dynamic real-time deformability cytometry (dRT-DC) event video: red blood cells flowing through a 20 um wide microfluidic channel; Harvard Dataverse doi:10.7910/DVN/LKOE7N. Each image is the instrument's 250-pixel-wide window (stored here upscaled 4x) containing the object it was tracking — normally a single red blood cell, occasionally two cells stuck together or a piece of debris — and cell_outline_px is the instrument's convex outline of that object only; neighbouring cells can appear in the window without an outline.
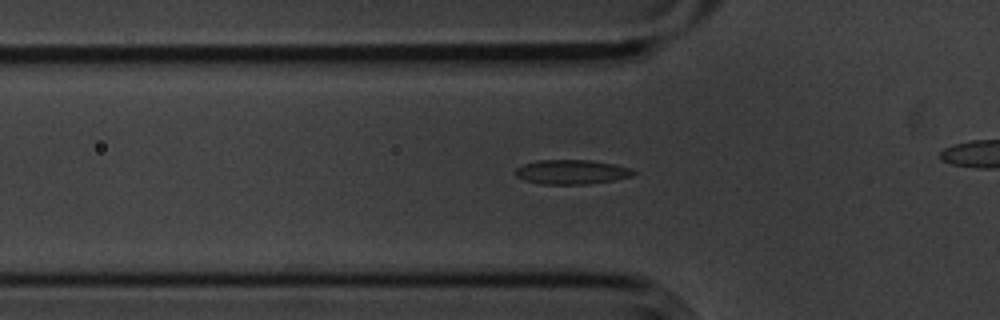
{"species": "common noctule bat (a hibernating species)", "species_latin": "Nyctalus noctula", "temperature_condition": "cold", "stored_images_in_passage": 37, "camera_frame_rate_fps": 3000, "um_per_image_px": 0.085, "animal": {"sex": "male", "body_mass_g": 20.1, "forearm_length_mm": 53.5}, "frame": {"image": 1, "passage_image": 10, "time_ms": 3.0, "image_size_px": [1000, 320], "cell_outline_px": [[636, 172], [632, 176], [612, 180], [588, 184], [540, 184], [524, 180], [516, 176], [516, 168], [524, 164], [536, 160], [592, 160], [616, 164], [632, 168]], "centroid_in_image_um": [48.6, 14.61], "position_along_channel_um": 77.2, "area_um2": 16.88}}
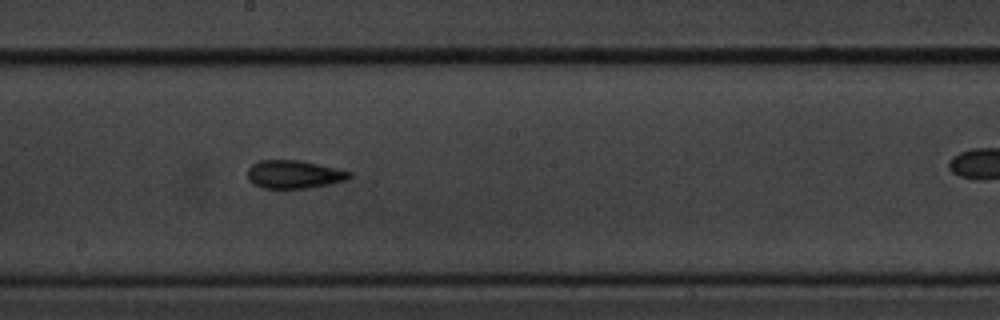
{"frame": {"image": 2, "passage_image": 22, "time_ms": 7.0, "image_size_px": [1000, 320], "cell_outline_px": [[352, 176], [348, 180], [308, 188], [260, 188], [248, 180], [248, 168], [252, 164], [260, 160], [300, 160], [352, 172]], "centroid_in_image_um": [24.98, 14.82], "position_along_channel_um": 223.2, "area_um2": 16.7}}
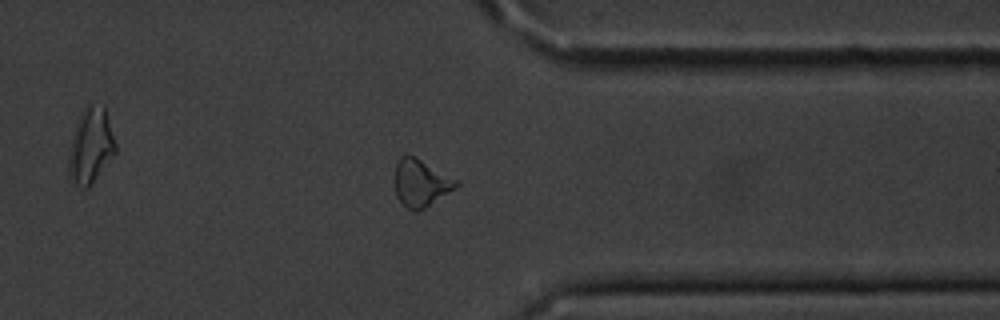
{"frame": {"image": 3, "passage_image": 35, "time_ms": 11.333, "image_size_px": [1000, 320], "cell_outline_px": [[460, 184], [456, 188], [424, 208], [416, 212], [408, 208], [396, 196], [396, 164], [400, 156], [412, 156], [460, 180]], "centroid_in_image_um": [35.81, 15.56], "position_along_channel_um": 375.6, "area_um2": 16.53}}